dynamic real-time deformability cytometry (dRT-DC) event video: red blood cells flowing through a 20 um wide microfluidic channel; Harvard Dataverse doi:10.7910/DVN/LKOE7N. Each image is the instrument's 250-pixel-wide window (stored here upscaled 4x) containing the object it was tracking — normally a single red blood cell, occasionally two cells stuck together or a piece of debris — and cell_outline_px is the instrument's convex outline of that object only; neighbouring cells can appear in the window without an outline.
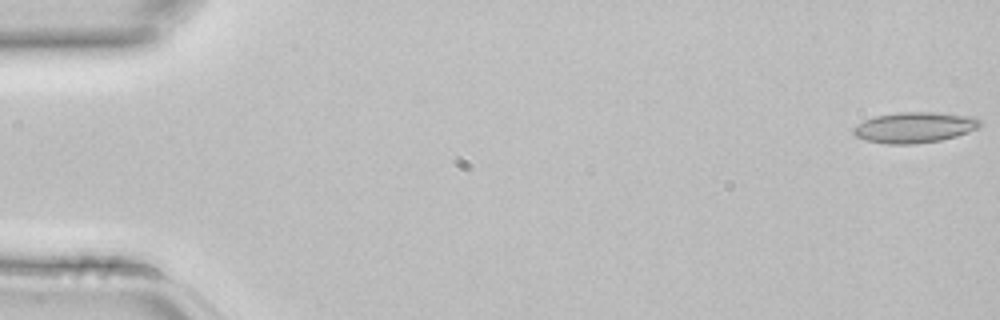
{"species": "common noctule bat (a hibernating species)", "species_latin": "Nyctalus noctula", "temperature_condition": "room temperature", "stored_images_in_passage": 4, "camera_frame_rate_fps": 3000, "um_per_image_px": 0.085, "animal": {"sex": "female", "body_mass_g": 22.7, "forearm_length_mm": 54.2}, "frame": {"image": 1, "passage_image": 1, "time_ms": 0.0, "image_size_px": [1000, 320], "cell_outline_px": [[984, 124], [980, 128], [956, 136], [940, 140], [916, 144], [884, 144], [864, 140], [856, 136], [852, 132], [852, 128], [856, 124], [864, 120], [876, 116], [900, 112], [940, 112], [976, 116]], "centroid_in_image_um": [77.77, 10.82], "position_along_channel_um": 7.2, "area_um2": 23.12}}
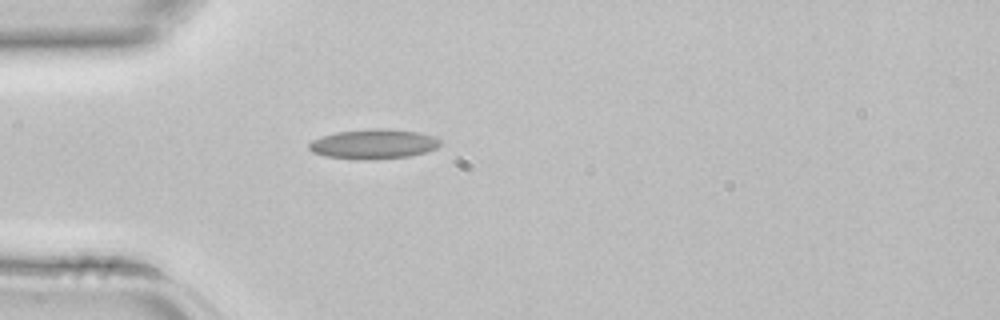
{"frame": {"image": 2, "passage_image": 4, "time_ms": 1.0, "image_size_px": [1000, 320], "cell_outline_px": [[440, 144], [436, 148], [424, 152], [408, 156], [372, 160], [364, 160], [324, 156], [312, 152], [308, 148], [308, 144], [312, 140], [320, 136], [336, 132], [372, 128], [384, 128], [420, 132], [436, 136], [440, 140]], "centroid_in_image_um": [31.73, 12.23], "position_along_channel_um": 53.3, "area_um2": 22.95}}